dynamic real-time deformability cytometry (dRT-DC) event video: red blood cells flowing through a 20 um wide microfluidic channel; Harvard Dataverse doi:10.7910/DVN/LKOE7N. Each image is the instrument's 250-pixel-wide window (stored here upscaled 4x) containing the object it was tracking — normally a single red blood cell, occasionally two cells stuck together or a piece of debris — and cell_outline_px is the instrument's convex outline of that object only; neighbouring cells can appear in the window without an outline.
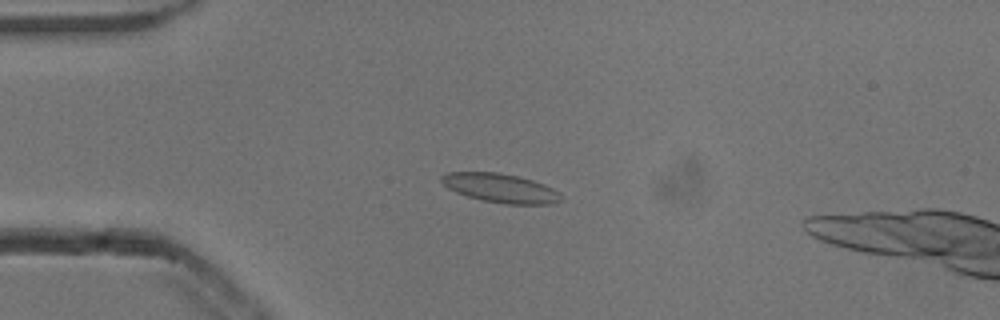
{"species": "common noctule bat (a hibernating species)", "species_latin": "Nyctalus noctula", "temperature_condition": "cold", "stored_images_in_passage": 54, "camera_frame_rate_fps": 3000, "um_per_image_px": 0.085, "animal": {"sex": "male", "body_mass_g": 13.3}, "frame": {"image": 1, "passage_image": 13, "time_ms": 4.0, "image_size_px": [1000, 320], "cell_outline_px": [[564, 200], [556, 204], [504, 204], [484, 200], [468, 196], [456, 192], [448, 188], [440, 180], [440, 176], [448, 172], [496, 172], [516, 176], [532, 180], [544, 184], [560, 192]], "centroid_in_image_um": [42.59, 15.99], "position_along_channel_um": 42.4, "area_um2": 20.23}}
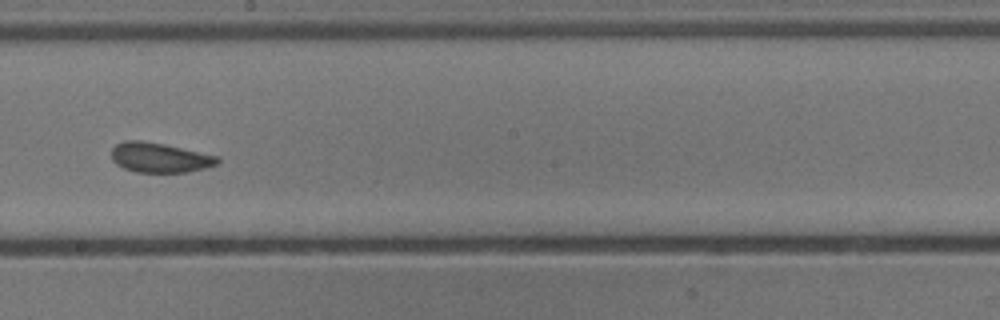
{"frame": {"image": 2, "passage_image": 30, "time_ms": 9.667, "image_size_px": [1000, 320], "cell_outline_px": [[220, 160], [216, 164], [204, 168], [188, 172], [136, 172], [124, 168], [116, 164], [112, 160], [112, 148], [116, 144], [124, 140], [140, 140], [164, 144], [220, 156]], "centroid_in_image_um": [13.57, 13.39], "position_along_channel_um": 234.6, "area_um2": 18.44}}
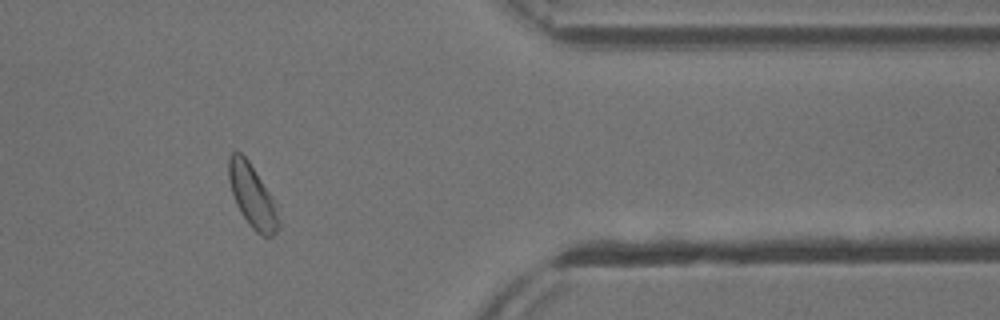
{"frame": {"image": 3, "passage_image": 44, "time_ms": 14.333, "image_size_px": [1000, 320], "cell_outline_px": [[280, 228], [272, 236], [260, 236], [248, 224], [240, 212], [236, 204], [232, 192], [228, 176], [228, 156], [232, 152], [240, 152], [248, 160], [272, 196], [280, 220]], "centroid_in_image_um": [21.45, 16.69], "position_along_channel_um": 390.0, "area_um2": 18.32}}